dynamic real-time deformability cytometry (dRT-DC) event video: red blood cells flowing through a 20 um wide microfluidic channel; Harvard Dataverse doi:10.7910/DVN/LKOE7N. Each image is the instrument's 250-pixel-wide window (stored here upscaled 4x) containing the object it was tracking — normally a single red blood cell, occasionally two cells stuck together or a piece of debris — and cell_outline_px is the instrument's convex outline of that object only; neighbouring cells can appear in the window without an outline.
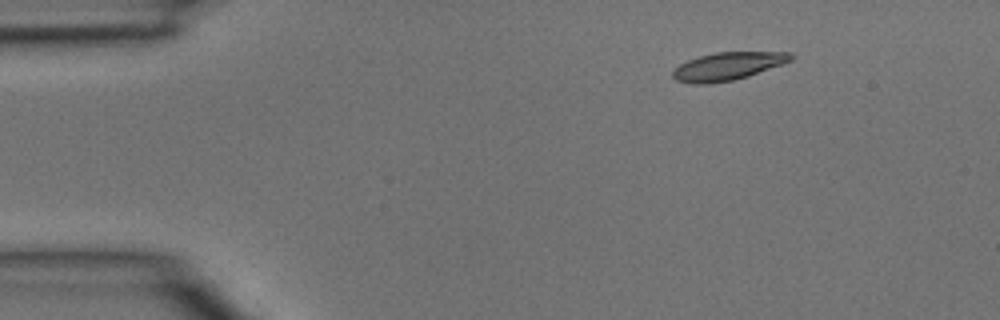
{"species": "common noctule bat (a hibernating species)", "species_latin": "Nyctalus noctula", "temperature_condition": "room temperature", "stored_images_in_passage": 3, "camera_frame_rate_fps": 3000, "um_per_image_px": 0.085, "animal": {"sex": "male", "body_mass_g": 15.6}, "frame": {"image": 1, "passage_image": 2, "time_ms": 0.333, "image_size_px": [1000, 320], "cell_outline_px": [[796, 56], [792, 60], [784, 64], [748, 76], [732, 80], [708, 84], [696, 84], [676, 80], [672, 76], [672, 72], [680, 64], [688, 60], [700, 56], [716, 52], [792, 52]], "centroid_in_image_um": [61.91, 5.62], "position_along_channel_um": 23.1, "area_um2": 19.19}}